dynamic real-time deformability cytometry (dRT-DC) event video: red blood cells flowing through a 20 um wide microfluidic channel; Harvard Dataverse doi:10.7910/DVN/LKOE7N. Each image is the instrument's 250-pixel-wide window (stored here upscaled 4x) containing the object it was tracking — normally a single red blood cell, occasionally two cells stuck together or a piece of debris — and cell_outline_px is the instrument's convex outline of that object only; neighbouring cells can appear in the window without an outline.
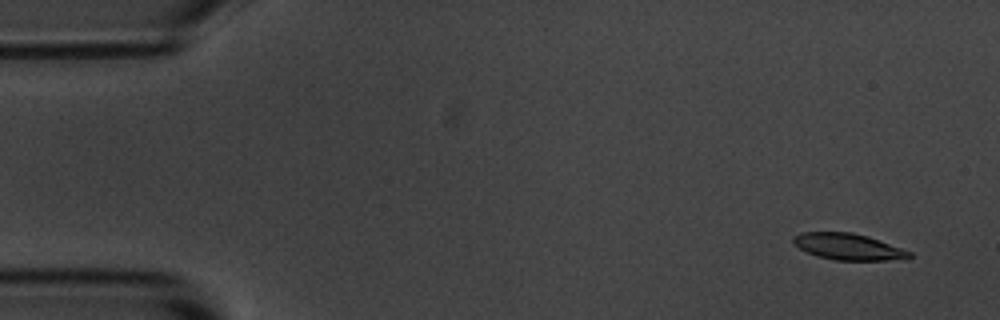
{"species": "common noctule bat (a hibernating species)", "species_latin": "Nyctalus noctula", "temperature_condition": "room temperature", "stored_images_in_passage": 6, "camera_frame_rate_fps": 3000, "um_per_image_px": 0.085, "animal": {"sex": "male", "body_mass_g": 20.1, "forearm_length_mm": 53.5}, "frame": {"image": 1, "passage_image": 2, "time_ms": 1.0, "image_size_px": [1000, 320], "cell_outline_px": [[912, 256], [884, 260], [836, 260], [816, 256], [800, 248], [792, 240], [792, 236], [804, 232], [852, 232], [868, 236], [912, 252]], "centroid_in_image_um": [72.06, 20.95], "position_along_channel_um": 12.9, "area_um2": 17.51}}
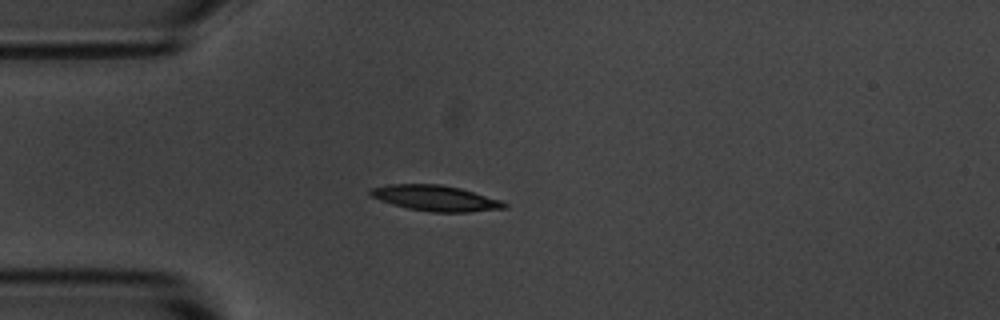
{"frame": {"image": 2, "passage_image": 5, "time_ms": 4.667, "image_size_px": [1000, 320], "cell_outline_px": [[508, 208], [468, 212], [432, 212], [408, 208], [392, 204], [380, 200], [372, 196], [368, 192], [372, 188], [388, 184], [440, 184], [460, 188], [500, 200], [508, 204]], "centroid_in_image_um": [37.03, 16.84], "position_along_channel_um": 48.0, "area_um2": 19.88}}